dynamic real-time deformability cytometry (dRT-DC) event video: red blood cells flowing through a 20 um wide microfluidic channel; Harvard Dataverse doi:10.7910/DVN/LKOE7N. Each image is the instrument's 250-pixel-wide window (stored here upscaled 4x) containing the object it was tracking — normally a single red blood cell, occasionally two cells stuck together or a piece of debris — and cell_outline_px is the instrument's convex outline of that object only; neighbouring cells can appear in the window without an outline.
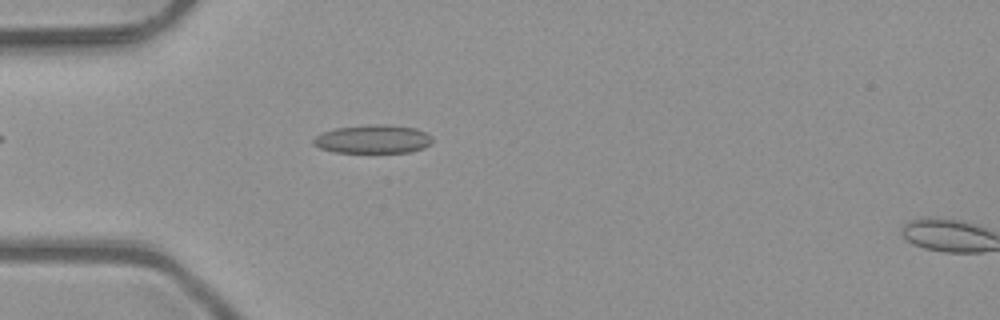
{"species": "common noctule bat (a hibernating species)", "species_latin": "Nyctalus noctula", "temperature_condition": "room temperature", "stored_images_in_passage": 51, "camera_frame_rate_fps": 3000, "um_per_image_px": 0.085, "animal": {"sex": "male", "body_mass_g": 23.1, "forearm_length_mm": 52.7}, "frame": {"image": 1, "passage_image": 15, "time_ms": 4.667, "image_size_px": [1000, 320], "cell_outline_px": [[432, 140], [424, 148], [412, 152], [336, 152], [320, 148], [312, 144], [312, 140], [320, 132], [336, 128], [376, 124], [388, 124], [416, 128], [432, 136]], "centroid_in_image_um": [31.69, 11.82], "position_along_channel_um": 53.3, "area_um2": 19.77}}
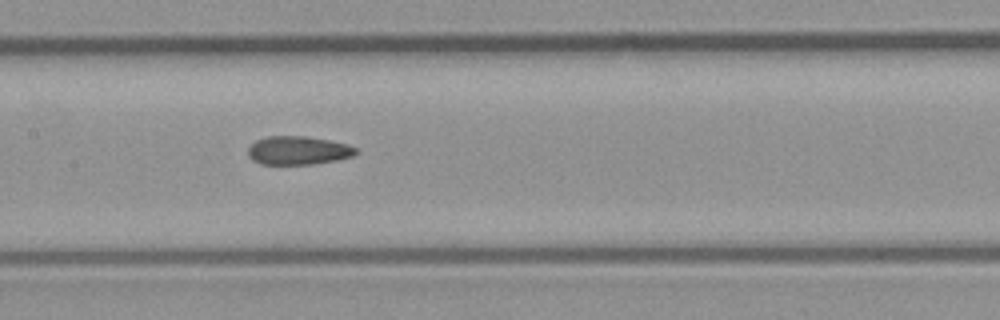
{"frame": {"image": 2, "passage_image": 25, "time_ms": 8.0, "image_size_px": [1000, 320], "cell_outline_px": [[360, 152], [352, 156], [336, 160], [312, 164], [260, 164], [252, 160], [248, 156], [248, 148], [256, 140], [268, 136], [304, 136], [328, 140], [348, 144], [356, 148]], "centroid_in_image_um": [25.34, 12.79], "position_along_channel_um": 182.1, "area_um2": 17.92}}
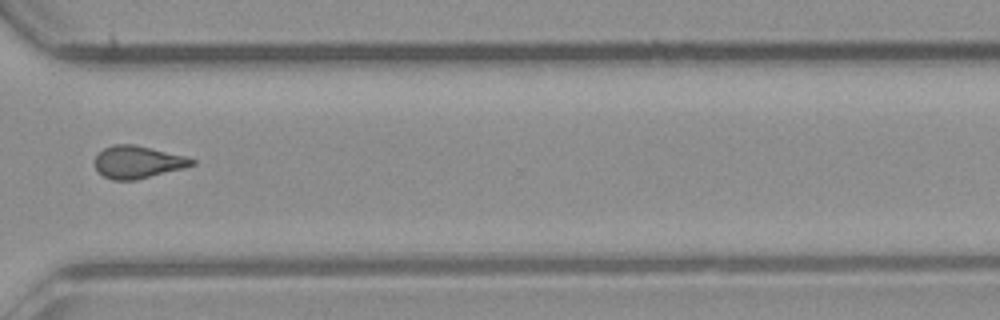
{"frame": {"image": 3, "passage_image": 38, "time_ms": 12.333, "image_size_px": [1000, 320], "cell_outline_px": [[196, 164], [184, 168], [136, 180], [112, 180], [104, 176], [96, 168], [96, 156], [104, 148], [112, 144], [136, 144], [188, 156], [196, 160]], "centroid_in_image_um": [11.77, 13.76], "position_along_channel_um": 358.8, "area_um2": 18.5}, "authors_computed_cell_mechanics": {"area_um2": 18.5538, "velocity_mm_per_s": 4.0893, "shape_relaxation_time_tau1_ms": null, "shape_relaxation_time_tau2_ms": 2.714, "deformation_change_tau1": null, "deformation_change_tau2": 0.1035}}